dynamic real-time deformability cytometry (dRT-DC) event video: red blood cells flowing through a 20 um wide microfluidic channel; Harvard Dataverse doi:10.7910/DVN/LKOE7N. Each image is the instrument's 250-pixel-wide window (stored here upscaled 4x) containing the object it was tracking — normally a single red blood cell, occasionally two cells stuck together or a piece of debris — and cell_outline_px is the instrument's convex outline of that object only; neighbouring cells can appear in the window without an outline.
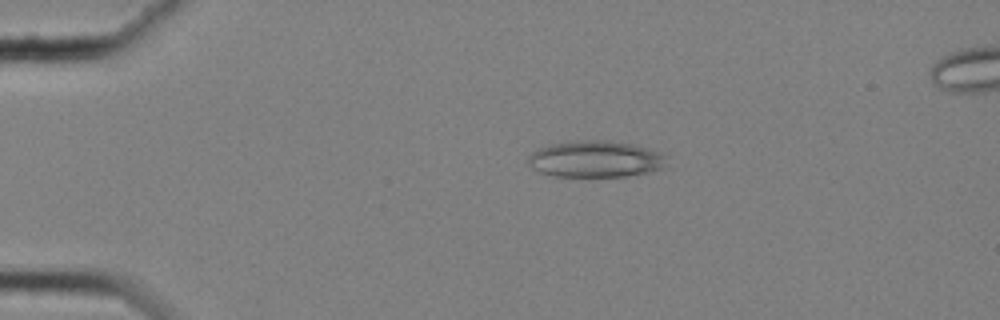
{"species": "common noctule bat (a hibernating species)", "species_latin": "Nyctalus noctula", "temperature_condition": "cold", "stored_images_in_passage": 46, "camera_frame_rate_fps": 3000, "um_per_image_px": 0.085, "animal": {"sex": "female", "body_mass_g": 25.1}, "frame": {"image": 1, "passage_image": 1, "time_ms": 0.0, "image_size_px": [1000, 320], "cell_outline_px": [[668, 156], [664, 168], [648, 172], [624, 176], [556, 176], [540, 172], [524, 164], [524, 160], [536, 148], [552, 144], [580, 140], [604, 140], [636, 144], [660, 152]], "centroid_in_image_um": [50.59, 13.51], "position_along_channel_um": 34.4, "area_um2": 29.88}}
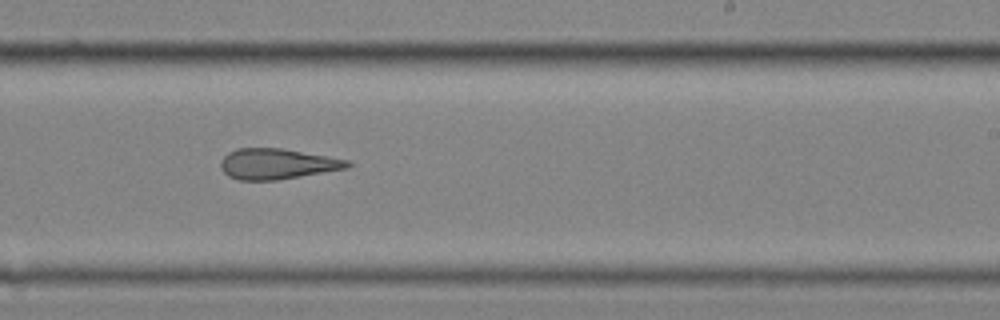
{"frame": {"image": 2, "passage_image": 25, "time_ms": 8.0, "image_size_px": [1000, 320], "cell_outline_px": [[352, 164], [348, 168], [276, 180], [240, 180], [228, 176], [220, 168], [220, 160], [228, 152], [236, 148], [280, 148], [352, 160]], "centroid_in_image_um": [23.55, 13.92], "position_along_channel_um": 265.4, "area_um2": 22.66}}
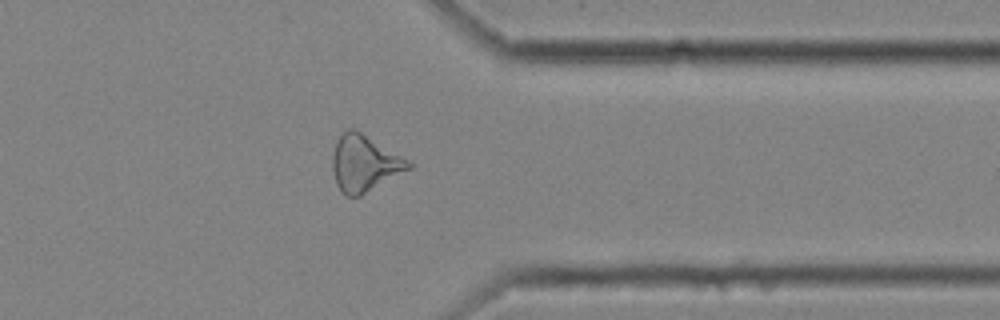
{"frame": {"image": 3, "passage_image": 35, "time_ms": 11.333, "image_size_px": [1000, 320], "cell_outline_px": [[416, 164], [412, 168], [360, 196], [344, 196], [340, 192], [336, 184], [332, 168], [332, 156], [336, 144], [340, 136], [348, 128], [352, 128], [360, 132]], "centroid_in_image_um": [30.98, 13.92], "position_along_channel_um": 380.4, "area_um2": 24.85}, "authors_computed_cell_mechanics": {"area_um2": 24.5072, "velocity_mm_per_s": 3.5602, "shape_relaxation_time_tau1_ms": null, "shape_relaxation_time_tau2_ms": 3.6203, "deformation_change_tau1": null, "deformation_change_tau2": 0.1521}}